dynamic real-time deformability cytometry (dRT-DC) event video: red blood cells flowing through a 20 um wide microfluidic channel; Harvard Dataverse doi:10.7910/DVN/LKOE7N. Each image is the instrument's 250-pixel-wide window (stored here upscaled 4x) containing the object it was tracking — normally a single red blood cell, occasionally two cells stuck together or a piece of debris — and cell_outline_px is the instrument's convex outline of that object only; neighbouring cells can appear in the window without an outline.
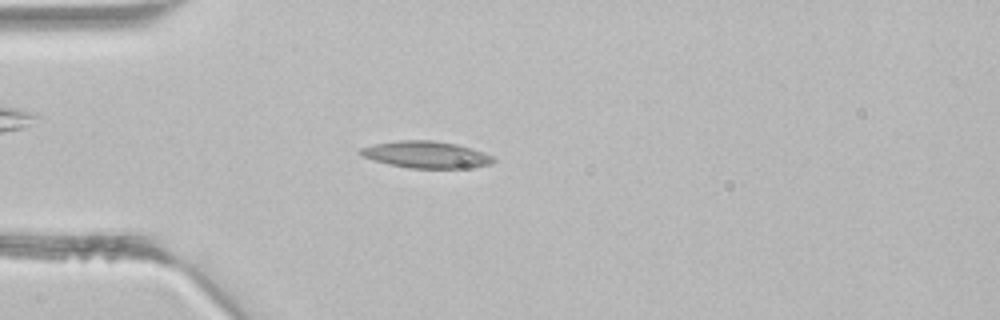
{"species": "common noctule bat (a hibernating species)", "species_latin": "Nyctalus noctula", "temperature_condition": "room temperature", "stored_images_in_passage": 43, "camera_frame_rate_fps": 3000, "um_per_image_px": 0.085, "animal": {"sex": "male", "body_mass_g": 21.5, "forearm_length_mm": 52.0}, "frame": {"image": 1, "passage_image": 11, "time_ms": 3.333, "image_size_px": [1000, 320], "cell_outline_px": [[496, 160], [492, 164], [468, 168], [408, 168], [388, 164], [360, 156], [356, 152], [360, 148], [376, 144], [400, 140], [432, 140], [456, 144], [472, 148], [484, 152], [492, 156]], "centroid_in_image_um": [36.22, 13.15], "position_along_channel_um": 48.8, "area_um2": 20.92}}
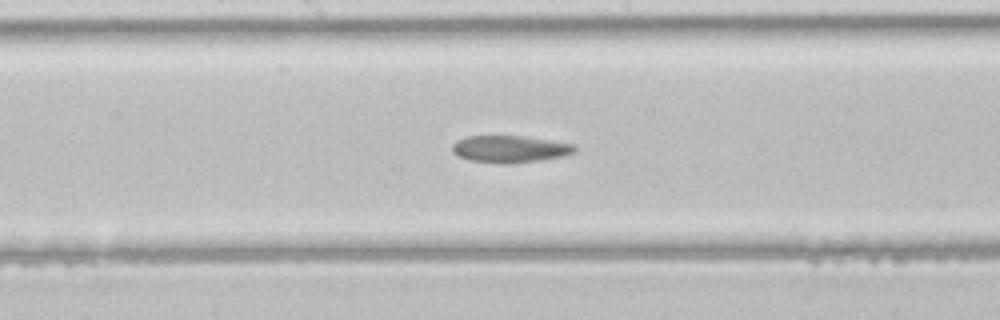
{"frame": {"image": 2, "passage_image": 22, "time_ms": 7.0, "image_size_px": [1000, 320], "cell_outline_px": [[576, 152], [560, 156], [540, 160], [512, 164], [500, 164], [468, 160], [456, 156], [452, 152], [452, 144], [456, 140], [468, 136], [524, 136], [576, 144]], "centroid_in_image_um": [43.31, 12.67], "position_along_channel_um": 204.9, "area_um2": 19.54}}
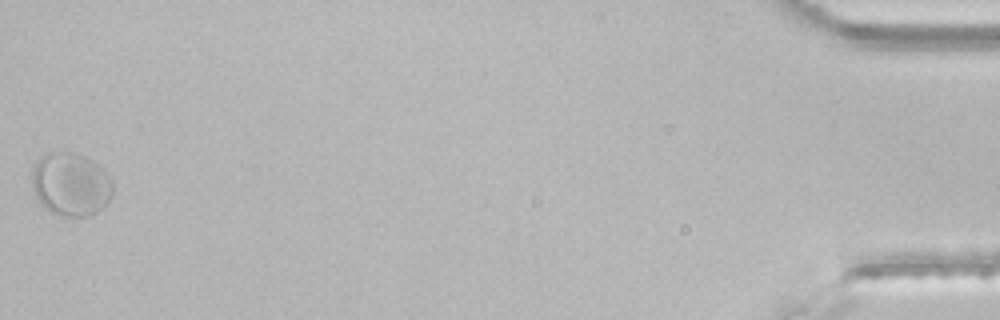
{"frame": {"image": 3, "passage_image": 43, "time_ms": 14.0, "image_size_px": [1000, 320], "cell_outline_px": [[112, 196], [104, 208], [88, 216], [60, 216], [52, 212], [36, 196], [32, 184], [32, 168], [48, 152], [72, 152], [84, 156], [100, 164], [108, 172], [112, 180]], "centroid_in_image_um": [6.08, 15.66], "position_along_channel_um": 429.1, "area_um2": 29.82}}